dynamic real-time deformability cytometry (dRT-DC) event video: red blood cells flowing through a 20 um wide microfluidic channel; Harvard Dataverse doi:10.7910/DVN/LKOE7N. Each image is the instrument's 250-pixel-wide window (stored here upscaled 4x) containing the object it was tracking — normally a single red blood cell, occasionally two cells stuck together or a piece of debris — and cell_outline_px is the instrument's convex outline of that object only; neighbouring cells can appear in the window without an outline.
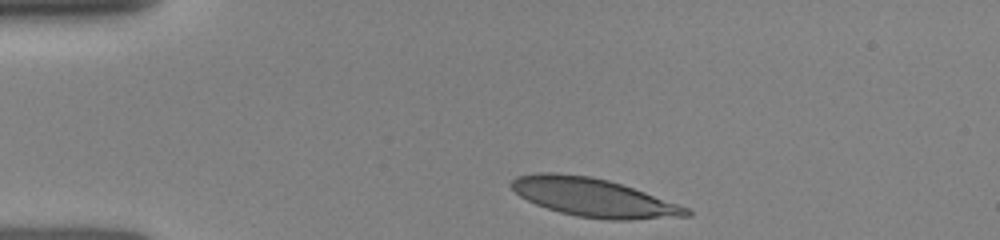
{"species": "human", "species_latin": "Homo sapiens", "temperature_condition": "room temperature", "stored_images_in_passage": 12, "camera_frame_rate_fps": 3000, "um_per_image_px": 0.085, "donor": {"sex": "female"}, "frame": {"image": 1, "passage_image": 1, "time_ms": 0.0, "image_size_px": [1000, 240], "cell_outline_px": [[692, 216], [632, 220], [608, 220], [576, 216], [560, 212], [536, 204], [520, 196], [508, 184], [516, 176], [536, 172], [556, 172], [592, 176], [608, 180], [644, 192], [688, 208], [692, 212]], "centroid_in_image_um": [50.42, 16.78], "position_along_channel_um": 34.6, "area_um2": 39.19}}
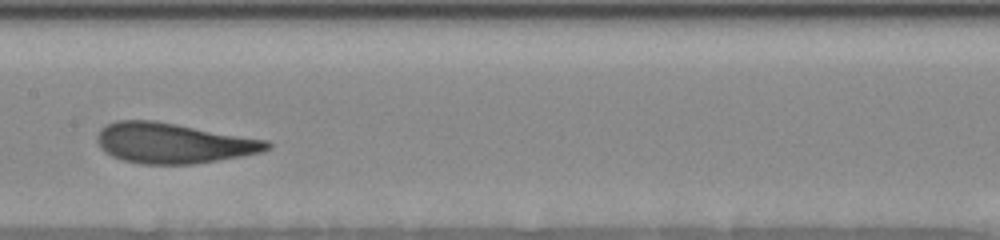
{"frame": {"image": 2, "passage_image": 7, "time_ms": 5.0, "image_size_px": [1000, 240], "cell_outline_px": [[272, 148], [264, 152], [244, 156], [192, 164], [140, 164], [120, 160], [104, 152], [100, 148], [96, 140], [96, 136], [100, 128], [116, 120], [156, 120], [268, 140], [272, 144]], "centroid_in_image_um": [14.73, 12.16], "position_along_channel_um": 192.7, "area_um2": 40.46}}
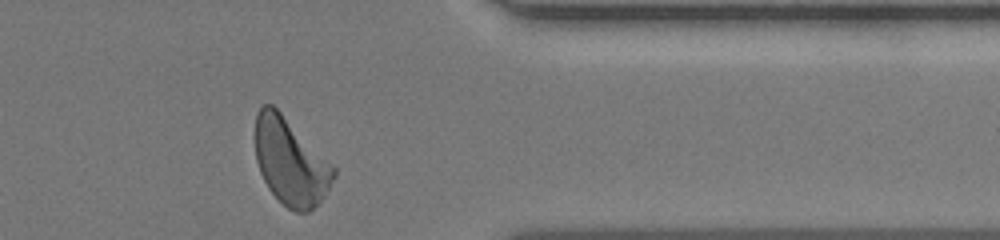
{"frame": {"image": 3, "passage_image": 12, "time_ms": 10.0, "image_size_px": [1000, 240], "cell_outline_px": [[336, 176], [324, 196], [308, 212], [296, 212], [288, 208], [268, 188], [260, 172], [256, 160], [256, 112], [260, 104], [272, 104], [336, 168]], "centroid_in_image_um": [24.68, 13.74], "position_along_channel_um": 386.7, "area_um2": 39.02}}